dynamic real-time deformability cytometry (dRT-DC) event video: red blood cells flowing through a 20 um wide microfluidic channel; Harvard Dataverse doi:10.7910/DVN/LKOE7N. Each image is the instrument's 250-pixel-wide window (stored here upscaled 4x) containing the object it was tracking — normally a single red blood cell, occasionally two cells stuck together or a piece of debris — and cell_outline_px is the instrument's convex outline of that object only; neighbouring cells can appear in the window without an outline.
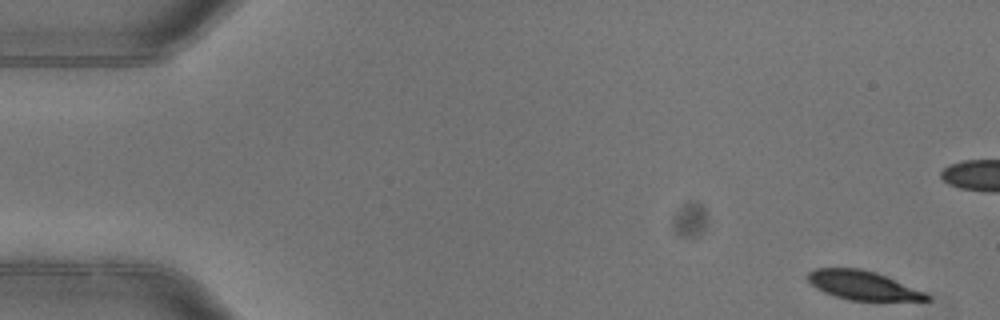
{"species": "common noctule bat (a hibernating species)", "species_latin": "Nyctalus noctula", "temperature_condition": "warm", "stored_images_in_passage": 7, "camera_frame_rate_fps": 3000, "um_per_image_px": 0.085, "animal": {"sex": "female"}, "frame": {"image": 1, "passage_image": 1, "time_ms": 0.0, "image_size_px": [1000, 320], "cell_outline_px": [[932, 300], [848, 300], [824, 292], [816, 288], [808, 280], [808, 272], [816, 268], [860, 268], [876, 272], [928, 292], [932, 296]], "centroid_in_image_um": [73.4, 24.25], "position_along_channel_um": 11.6, "area_um2": 20.11}}